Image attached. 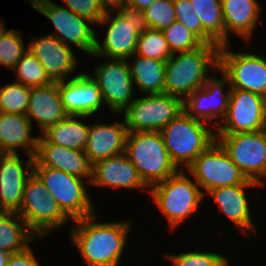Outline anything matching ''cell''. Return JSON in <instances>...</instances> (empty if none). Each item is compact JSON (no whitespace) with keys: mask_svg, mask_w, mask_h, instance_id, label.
Listing matches in <instances>:
<instances>
[{"mask_svg":"<svg viewBox=\"0 0 266 266\" xmlns=\"http://www.w3.org/2000/svg\"><path fill=\"white\" fill-rule=\"evenodd\" d=\"M95 215L75 220L71 238L87 266H118L124 250L129 221L97 223Z\"/></svg>","mask_w":266,"mask_h":266,"instance_id":"1","label":"cell"},{"mask_svg":"<svg viewBox=\"0 0 266 266\" xmlns=\"http://www.w3.org/2000/svg\"><path fill=\"white\" fill-rule=\"evenodd\" d=\"M219 48L203 43L194 50L173 53L165 65V93L185 100L202 87L210 78L209 66L218 70Z\"/></svg>","mask_w":266,"mask_h":266,"instance_id":"2","label":"cell"},{"mask_svg":"<svg viewBox=\"0 0 266 266\" xmlns=\"http://www.w3.org/2000/svg\"><path fill=\"white\" fill-rule=\"evenodd\" d=\"M124 153L149 189L178 171L160 132H128Z\"/></svg>","mask_w":266,"mask_h":266,"instance_id":"3","label":"cell"},{"mask_svg":"<svg viewBox=\"0 0 266 266\" xmlns=\"http://www.w3.org/2000/svg\"><path fill=\"white\" fill-rule=\"evenodd\" d=\"M205 123L207 125V122L195 119L183 111L160 131L169 157L177 169L180 165L187 168L216 141V134Z\"/></svg>","mask_w":266,"mask_h":266,"instance_id":"4","label":"cell"},{"mask_svg":"<svg viewBox=\"0 0 266 266\" xmlns=\"http://www.w3.org/2000/svg\"><path fill=\"white\" fill-rule=\"evenodd\" d=\"M150 188L149 193L167 217L172 229L192 215L205 197L196 181L188 178L185 171L180 169L174 175Z\"/></svg>","mask_w":266,"mask_h":266,"instance_id":"5","label":"cell"},{"mask_svg":"<svg viewBox=\"0 0 266 266\" xmlns=\"http://www.w3.org/2000/svg\"><path fill=\"white\" fill-rule=\"evenodd\" d=\"M17 214L32 233L40 238L69 220L34 172L26 180L23 200Z\"/></svg>","mask_w":266,"mask_h":266,"instance_id":"6","label":"cell"},{"mask_svg":"<svg viewBox=\"0 0 266 266\" xmlns=\"http://www.w3.org/2000/svg\"><path fill=\"white\" fill-rule=\"evenodd\" d=\"M63 213L73 221L94 215L95 209L83 178L49 167H33Z\"/></svg>","mask_w":266,"mask_h":266,"instance_id":"7","label":"cell"},{"mask_svg":"<svg viewBox=\"0 0 266 266\" xmlns=\"http://www.w3.org/2000/svg\"><path fill=\"white\" fill-rule=\"evenodd\" d=\"M184 111L183 98L167 93L136 98L123 111L128 132H160Z\"/></svg>","mask_w":266,"mask_h":266,"instance_id":"8","label":"cell"},{"mask_svg":"<svg viewBox=\"0 0 266 266\" xmlns=\"http://www.w3.org/2000/svg\"><path fill=\"white\" fill-rule=\"evenodd\" d=\"M216 140L247 179L264 185L261 178L266 175V129L216 134Z\"/></svg>","mask_w":266,"mask_h":266,"instance_id":"9","label":"cell"},{"mask_svg":"<svg viewBox=\"0 0 266 266\" xmlns=\"http://www.w3.org/2000/svg\"><path fill=\"white\" fill-rule=\"evenodd\" d=\"M187 170L205 194L214 188L239 185L248 180L217 140L200 153Z\"/></svg>","mask_w":266,"mask_h":266,"instance_id":"10","label":"cell"},{"mask_svg":"<svg viewBox=\"0 0 266 266\" xmlns=\"http://www.w3.org/2000/svg\"><path fill=\"white\" fill-rule=\"evenodd\" d=\"M226 49L227 44L219 48L218 70L229 79L231 89L266 98V59L258 54L233 53Z\"/></svg>","mask_w":266,"mask_h":266,"instance_id":"11","label":"cell"},{"mask_svg":"<svg viewBox=\"0 0 266 266\" xmlns=\"http://www.w3.org/2000/svg\"><path fill=\"white\" fill-rule=\"evenodd\" d=\"M32 7L45 15L55 26L56 33L52 34L66 46L69 42L88 54L93 55L96 49L97 35L88 25L93 23L78 16L68 8L60 7L50 0H30ZM88 22V23H86ZM60 34L61 36L59 37ZM69 41V42H66Z\"/></svg>","mask_w":266,"mask_h":266,"instance_id":"12","label":"cell"},{"mask_svg":"<svg viewBox=\"0 0 266 266\" xmlns=\"http://www.w3.org/2000/svg\"><path fill=\"white\" fill-rule=\"evenodd\" d=\"M216 134L266 129V98L250 91L231 89L228 110Z\"/></svg>","mask_w":266,"mask_h":266,"instance_id":"13","label":"cell"},{"mask_svg":"<svg viewBox=\"0 0 266 266\" xmlns=\"http://www.w3.org/2000/svg\"><path fill=\"white\" fill-rule=\"evenodd\" d=\"M128 63L125 59L105 61L95 68L94 75H90L97 83L103 101L116 114L122 113L134 101V84Z\"/></svg>","mask_w":266,"mask_h":266,"instance_id":"14","label":"cell"},{"mask_svg":"<svg viewBox=\"0 0 266 266\" xmlns=\"http://www.w3.org/2000/svg\"><path fill=\"white\" fill-rule=\"evenodd\" d=\"M222 78L210 77L205 84L197 88L183 100L184 111L195 119L210 123V120L226 116L231 92L229 79L222 73ZM229 84L228 91L224 87ZM209 121V122H208Z\"/></svg>","mask_w":266,"mask_h":266,"instance_id":"15","label":"cell"},{"mask_svg":"<svg viewBox=\"0 0 266 266\" xmlns=\"http://www.w3.org/2000/svg\"><path fill=\"white\" fill-rule=\"evenodd\" d=\"M26 171L18 153H0V209L18 212L23 200L24 185L33 173L34 156H29Z\"/></svg>","mask_w":266,"mask_h":266,"instance_id":"16","label":"cell"},{"mask_svg":"<svg viewBox=\"0 0 266 266\" xmlns=\"http://www.w3.org/2000/svg\"><path fill=\"white\" fill-rule=\"evenodd\" d=\"M59 82L63 107L68 115L90 116L98 113L104 103L97 83L87 73Z\"/></svg>","mask_w":266,"mask_h":266,"instance_id":"17","label":"cell"},{"mask_svg":"<svg viewBox=\"0 0 266 266\" xmlns=\"http://www.w3.org/2000/svg\"><path fill=\"white\" fill-rule=\"evenodd\" d=\"M32 40L27 49L39 60L53 82L64 81L67 74L74 73L77 63L71 47L51 34Z\"/></svg>","mask_w":266,"mask_h":266,"instance_id":"18","label":"cell"},{"mask_svg":"<svg viewBox=\"0 0 266 266\" xmlns=\"http://www.w3.org/2000/svg\"><path fill=\"white\" fill-rule=\"evenodd\" d=\"M33 167H49L79 178L87 177L89 182L91 180L92 165L85 151L48 143L41 135L38 138Z\"/></svg>","mask_w":266,"mask_h":266,"instance_id":"19","label":"cell"},{"mask_svg":"<svg viewBox=\"0 0 266 266\" xmlns=\"http://www.w3.org/2000/svg\"><path fill=\"white\" fill-rule=\"evenodd\" d=\"M106 23H109V26L103 40V45L101 46L98 39H96V49L93 56L95 55L99 58L107 56L111 59L127 60L135 55L140 34L119 13L114 17L113 10L106 12L98 24Z\"/></svg>","mask_w":266,"mask_h":266,"instance_id":"20","label":"cell"},{"mask_svg":"<svg viewBox=\"0 0 266 266\" xmlns=\"http://www.w3.org/2000/svg\"><path fill=\"white\" fill-rule=\"evenodd\" d=\"M89 183L96 186H111L112 188H140L143 191L147 190L145 188L148 187L125 153L92 164Z\"/></svg>","mask_w":266,"mask_h":266,"instance_id":"21","label":"cell"},{"mask_svg":"<svg viewBox=\"0 0 266 266\" xmlns=\"http://www.w3.org/2000/svg\"><path fill=\"white\" fill-rule=\"evenodd\" d=\"M26 115L31 123L32 118L37 121L41 133L50 126L64 120L68 114L63 107L59 82L31 88Z\"/></svg>","mask_w":266,"mask_h":266,"instance_id":"22","label":"cell"},{"mask_svg":"<svg viewBox=\"0 0 266 266\" xmlns=\"http://www.w3.org/2000/svg\"><path fill=\"white\" fill-rule=\"evenodd\" d=\"M127 133L125 122L90 126L84 149L89 163L124 153Z\"/></svg>","mask_w":266,"mask_h":266,"instance_id":"23","label":"cell"},{"mask_svg":"<svg viewBox=\"0 0 266 266\" xmlns=\"http://www.w3.org/2000/svg\"><path fill=\"white\" fill-rule=\"evenodd\" d=\"M251 186L260 185L248 179L243 184L211 189L208 194L214 198L221 212H224L240 230L245 232L249 229L256 233L244 190V188Z\"/></svg>","mask_w":266,"mask_h":266,"instance_id":"24","label":"cell"},{"mask_svg":"<svg viewBox=\"0 0 266 266\" xmlns=\"http://www.w3.org/2000/svg\"><path fill=\"white\" fill-rule=\"evenodd\" d=\"M31 129L27 115L0 112V153H18L17 147H22L28 156H34L39 137H32Z\"/></svg>","mask_w":266,"mask_h":266,"instance_id":"25","label":"cell"},{"mask_svg":"<svg viewBox=\"0 0 266 266\" xmlns=\"http://www.w3.org/2000/svg\"><path fill=\"white\" fill-rule=\"evenodd\" d=\"M225 29V45L228 44V31L241 35L247 41L251 39L260 13L256 0H221Z\"/></svg>","mask_w":266,"mask_h":266,"instance_id":"26","label":"cell"},{"mask_svg":"<svg viewBox=\"0 0 266 266\" xmlns=\"http://www.w3.org/2000/svg\"><path fill=\"white\" fill-rule=\"evenodd\" d=\"M85 117L88 116L68 115L64 120L43 131L41 136L48 143L84 151L90 126L80 122L79 118Z\"/></svg>","mask_w":266,"mask_h":266,"instance_id":"27","label":"cell"},{"mask_svg":"<svg viewBox=\"0 0 266 266\" xmlns=\"http://www.w3.org/2000/svg\"><path fill=\"white\" fill-rule=\"evenodd\" d=\"M136 57L132 64L129 63L134 86L145 94L165 93L166 61Z\"/></svg>","mask_w":266,"mask_h":266,"instance_id":"28","label":"cell"},{"mask_svg":"<svg viewBox=\"0 0 266 266\" xmlns=\"http://www.w3.org/2000/svg\"><path fill=\"white\" fill-rule=\"evenodd\" d=\"M26 222L16 212H3L0 215V249L18 253L29 247L28 242L35 241V234L29 233Z\"/></svg>","mask_w":266,"mask_h":266,"instance_id":"29","label":"cell"},{"mask_svg":"<svg viewBox=\"0 0 266 266\" xmlns=\"http://www.w3.org/2000/svg\"><path fill=\"white\" fill-rule=\"evenodd\" d=\"M204 31L219 45H225L221 0H190Z\"/></svg>","mask_w":266,"mask_h":266,"instance_id":"30","label":"cell"},{"mask_svg":"<svg viewBox=\"0 0 266 266\" xmlns=\"http://www.w3.org/2000/svg\"><path fill=\"white\" fill-rule=\"evenodd\" d=\"M12 71L16 73V81L29 88L45 86L53 82L39 60L29 50L23 54Z\"/></svg>","mask_w":266,"mask_h":266,"instance_id":"31","label":"cell"},{"mask_svg":"<svg viewBox=\"0 0 266 266\" xmlns=\"http://www.w3.org/2000/svg\"><path fill=\"white\" fill-rule=\"evenodd\" d=\"M135 54L167 61L173 53L162 31L148 28L138 37Z\"/></svg>","mask_w":266,"mask_h":266,"instance_id":"32","label":"cell"},{"mask_svg":"<svg viewBox=\"0 0 266 266\" xmlns=\"http://www.w3.org/2000/svg\"><path fill=\"white\" fill-rule=\"evenodd\" d=\"M31 88L15 81L0 87V112L26 115Z\"/></svg>","mask_w":266,"mask_h":266,"instance_id":"33","label":"cell"},{"mask_svg":"<svg viewBox=\"0 0 266 266\" xmlns=\"http://www.w3.org/2000/svg\"><path fill=\"white\" fill-rule=\"evenodd\" d=\"M28 49L25 48L23 37L15 30H0V64L13 69Z\"/></svg>","mask_w":266,"mask_h":266,"instance_id":"34","label":"cell"},{"mask_svg":"<svg viewBox=\"0 0 266 266\" xmlns=\"http://www.w3.org/2000/svg\"><path fill=\"white\" fill-rule=\"evenodd\" d=\"M172 53L199 48L203 42L179 21L162 30Z\"/></svg>","mask_w":266,"mask_h":266,"instance_id":"35","label":"cell"},{"mask_svg":"<svg viewBox=\"0 0 266 266\" xmlns=\"http://www.w3.org/2000/svg\"><path fill=\"white\" fill-rule=\"evenodd\" d=\"M176 20L188 28L204 44H217L203 29L190 0H173Z\"/></svg>","mask_w":266,"mask_h":266,"instance_id":"36","label":"cell"},{"mask_svg":"<svg viewBox=\"0 0 266 266\" xmlns=\"http://www.w3.org/2000/svg\"><path fill=\"white\" fill-rule=\"evenodd\" d=\"M144 13L150 29L162 31L176 21L173 0H156Z\"/></svg>","mask_w":266,"mask_h":266,"instance_id":"37","label":"cell"},{"mask_svg":"<svg viewBox=\"0 0 266 266\" xmlns=\"http://www.w3.org/2000/svg\"><path fill=\"white\" fill-rule=\"evenodd\" d=\"M172 266H228V260L219 253L187 252L181 254H167Z\"/></svg>","mask_w":266,"mask_h":266,"instance_id":"38","label":"cell"},{"mask_svg":"<svg viewBox=\"0 0 266 266\" xmlns=\"http://www.w3.org/2000/svg\"><path fill=\"white\" fill-rule=\"evenodd\" d=\"M66 7L77 14L90 20L95 25L100 22L106 12L100 5L99 0H63Z\"/></svg>","mask_w":266,"mask_h":266,"instance_id":"39","label":"cell"},{"mask_svg":"<svg viewBox=\"0 0 266 266\" xmlns=\"http://www.w3.org/2000/svg\"><path fill=\"white\" fill-rule=\"evenodd\" d=\"M118 13L128 24H130L135 29L138 34L141 35L148 29L144 11L126 5L123 8L119 9Z\"/></svg>","mask_w":266,"mask_h":266,"instance_id":"40","label":"cell"},{"mask_svg":"<svg viewBox=\"0 0 266 266\" xmlns=\"http://www.w3.org/2000/svg\"><path fill=\"white\" fill-rule=\"evenodd\" d=\"M27 247L24 251L11 253L8 257L6 266H39L33 251Z\"/></svg>","mask_w":266,"mask_h":266,"instance_id":"41","label":"cell"},{"mask_svg":"<svg viewBox=\"0 0 266 266\" xmlns=\"http://www.w3.org/2000/svg\"><path fill=\"white\" fill-rule=\"evenodd\" d=\"M99 2L105 12H110L114 8L118 10L126 6V0H99Z\"/></svg>","mask_w":266,"mask_h":266,"instance_id":"42","label":"cell"},{"mask_svg":"<svg viewBox=\"0 0 266 266\" xmlns=\"http://www.w3.org/2000/svg\"><path fill=\"white\" fill-rule=\"evenodd\" d=\"M156 0H126V5L132 6L134 8H138L144 11L147 7H149Z\"/></svg>","mask_w":266,"mask_h":266,"instance_id":"43","label":"cell"},{"mask_svg":"<svg viewBox=\"0 0 266 266\" xmlns=\"http://www.w3.org/2000/svg\"><path fill=\"white\" fill-rule=\"evenodd\" d=\"M10 253L0 249V266H6Z\"/></svg>","mask_w":266,"mask_h":266,"instance_id":"44","label":"cell"},{"mask_svg":"<svg viewBox=\"0 0 266 266\" xmlns=\"http://www.w3.org/2000/svg\"><path fill=\"white\" fill-rule=\"evenodd\" d=\"M5 26V24L0 20V30Z\"/></svg>","mask_w":266,"mask_h":266,"instance_id":"45","label":"cell"}]
</instances>
